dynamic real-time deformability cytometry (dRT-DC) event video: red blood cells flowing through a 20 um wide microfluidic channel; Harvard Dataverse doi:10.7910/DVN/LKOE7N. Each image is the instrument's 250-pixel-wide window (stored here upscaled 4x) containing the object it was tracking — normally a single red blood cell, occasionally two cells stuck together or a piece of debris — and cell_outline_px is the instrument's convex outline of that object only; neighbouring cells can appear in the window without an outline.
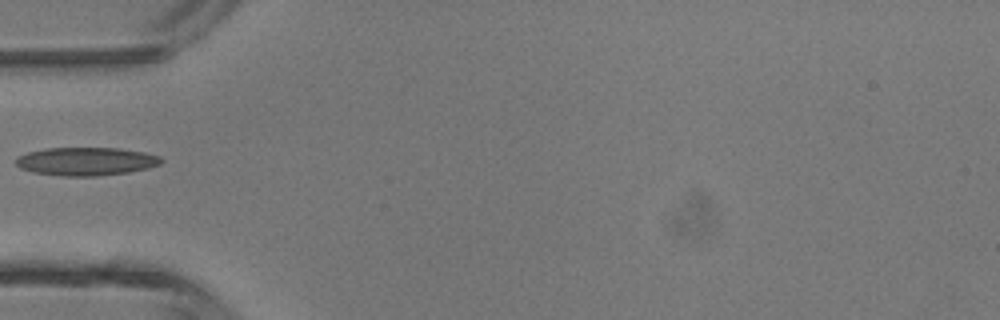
{"species": "common noctule bat (a hibernating species)", "species_latin": "Nyctalus noctula", "temperature_condition": "room temperature", "stored_images_in_passage": 1, "camera_frame_rate_fps": 3000, "um_per_image_px": 0.085, "animal": {"sex": "male", "body_mass_g": 13.3}, "frame": {"image": 1, "passage_image": 1, "time_ms": 0.0, "image_size_px": [1000, 320], "cell_outline_px": [[164, 160], [160, 164], [148, 168], [128, 172], [96, 176], [64, 176], [32, 172], [20, 168], [16, 164], [16, 156], [28, 152], [44, 148], [120, 148], [144, 152], [160, 156]], "centroid_in_image_um": [7.31, 13.71], "position_along_channel_um": 77.7, "area_um2": 23.99}}